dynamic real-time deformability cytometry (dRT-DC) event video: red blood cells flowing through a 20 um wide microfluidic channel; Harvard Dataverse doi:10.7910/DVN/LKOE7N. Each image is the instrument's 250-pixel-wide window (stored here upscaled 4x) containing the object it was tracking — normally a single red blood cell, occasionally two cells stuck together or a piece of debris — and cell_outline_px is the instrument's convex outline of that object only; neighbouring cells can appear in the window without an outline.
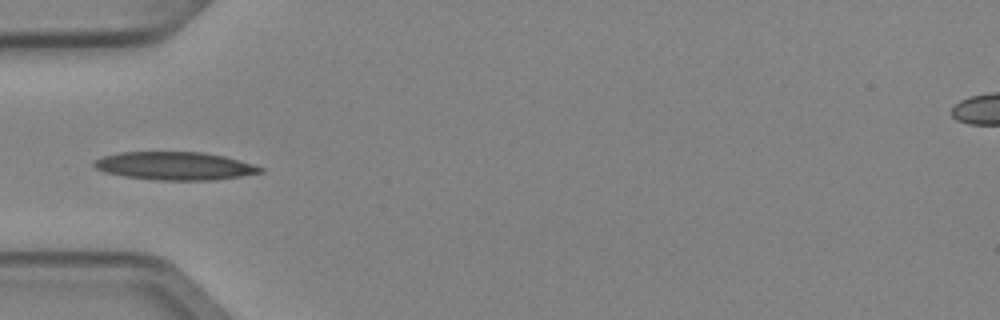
{"species": "Egyptian fruit bat (a non-hibernating species)", "species_latin": "Rousettus aegyptiacus", "temperature_condition": "cold", "stored_images_in_passage": 4, "camera_frame_rate_fps": 3000, "um_per_image_px": 0.085, "animal": {"sex": "female"}, "frame": {"image": 1, "passage_image": 3, "time_ms": 0.667, "image_size_px": [1000, 320], "cell_outline_px": [[264, 172], [240, 176], [212, 180], [156, 180], [124, 176], [104, 172], [96, 168], [92, 164], [92, 160], [104, 156], [120, 152], [204, 152], [224, 156], [240, 160], [264, 168]], "centroid_in_image_um": [14.84, 14.1], "position_along_channel_um": 70.2, "area_um2": 27.22}}
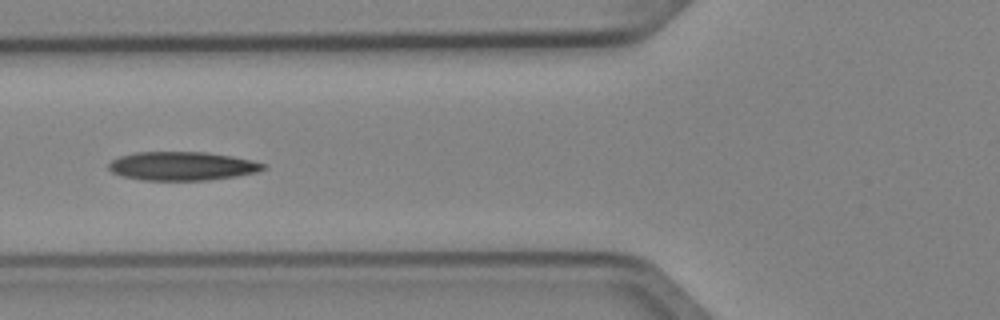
{"frame": {"image": 2, "passage_image": 4, "time_ms": 1.0, "image_size_px": [1000, 320], "cell_outline_px": [[268, 168], [256, 172], [236, 176], [208, 180], [140, 180], [120, 176], [112, 172], [108, 168], [108, 164], [112, 160], [120, 156], [136, 152], [208, 152], [232, 156], [252, 160], [268, 164]], "centroid_in_image_um": [15.5, 14.11], "position_along_channel_um": 110.3, "area_um2": 26.07}}